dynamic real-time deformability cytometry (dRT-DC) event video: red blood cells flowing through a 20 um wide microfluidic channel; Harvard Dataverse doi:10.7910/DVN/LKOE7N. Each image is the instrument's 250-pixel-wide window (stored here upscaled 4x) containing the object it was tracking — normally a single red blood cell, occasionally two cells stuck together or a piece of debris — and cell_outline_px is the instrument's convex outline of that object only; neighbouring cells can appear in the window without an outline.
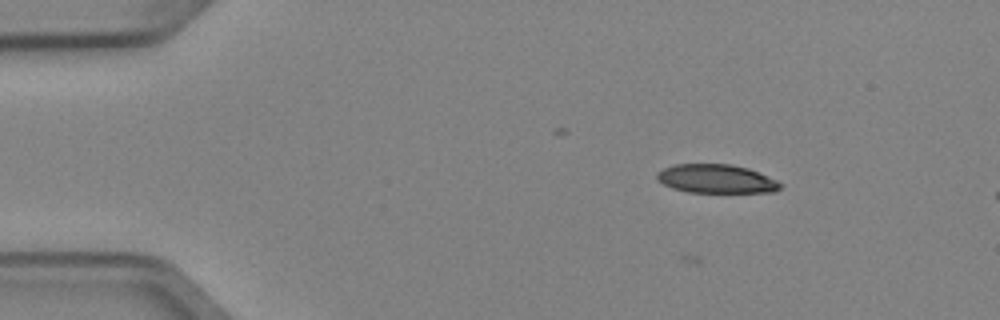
{"species": "Egyptian fruit bat (a non-hibernating species)", "species_latin": "Rousettus aegyptiacus", "temperature_condition": "cold", "stored_images_in_passage": 3, "camera_frame_rate_fps": 3000, "um_per_image_px": 0.085, "animal": {"sex": "female"}, "frame": {"image": 1, "passage_image": 1, "time_ms": 0.0, "image_size_px": [1000, 320], "cell_outline_px": [[784, 184], [776, 192], [688, 192], [672, 188], [664, 184], [656, 176], [656, 172], [664, 168], [676, 164], [732, 164], [748, 168], [776, 180]], "centroid_in_image_um": [60.9, 15.2], "position_along_channel_um": 24.1, "area_um2": 20.58}}